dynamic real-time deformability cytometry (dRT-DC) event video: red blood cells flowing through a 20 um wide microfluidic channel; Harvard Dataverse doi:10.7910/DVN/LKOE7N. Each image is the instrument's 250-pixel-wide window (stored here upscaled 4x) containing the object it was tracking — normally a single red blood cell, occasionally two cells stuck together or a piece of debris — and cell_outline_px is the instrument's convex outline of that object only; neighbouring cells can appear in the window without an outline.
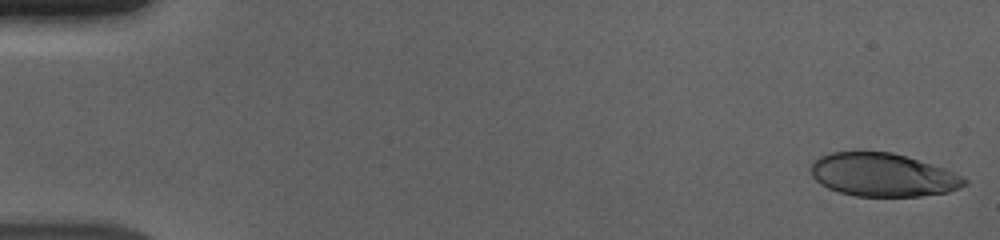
{"species": "human", "species_latin": "Homo sapiens", "temperature_condition": "cold", "stored_images_in_passage": 6, "camera_frame_rate_fps": 3000, "um_per_image_px": 0.085, "donor": {"sex": "male"}, "frame": {"image": 1, "passage_image": 1, "time_ms": 0.0, "image_size_px": [1000, 240], "cell_outline_px": [[968, 184], [960, 188], [948, 192], [920, 196], [856, 196], [840, 192], [828, 188], [820, 184], [812, 176], [812, 160], [820, 156], [832, 152], [892, 152], [944, 168], [968, 180]], "centroid_in_image_um": [75.04, 14.87], "position_along_channel_um": 10.0, "area_um2": 38.49}}